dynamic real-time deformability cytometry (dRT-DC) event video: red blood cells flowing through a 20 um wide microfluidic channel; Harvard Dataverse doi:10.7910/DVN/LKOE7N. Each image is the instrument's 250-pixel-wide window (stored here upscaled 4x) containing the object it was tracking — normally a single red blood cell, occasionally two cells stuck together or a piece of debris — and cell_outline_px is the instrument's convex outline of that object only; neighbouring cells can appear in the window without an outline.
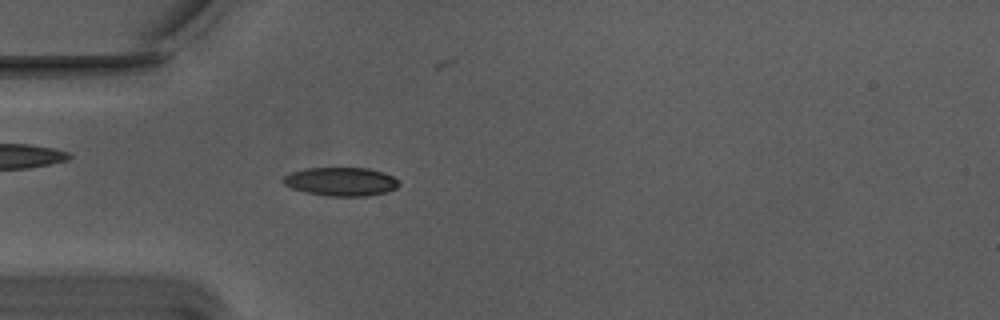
{"species": "Egyptian fruit bat (a non-hibernating species)", "species_latin": "Rousettus aegyptiacus", "temperature_condition": "warm", "stored_images_in_passage": 56, "camera_frame_rate_fps": 3000, "um_per_image_px": 0.085, "animal": {"sex": "male"}, "frame": {"image": 1, "passage_image": 16, "time_ms": 5.0, "image_size_px": [1000, 320], "cell_outline_px": [[400, 184], [396, 188], [388, 192], [368, 196], [324, 196], [304, 192], [292, 188], [284, 184], [280, 180], [284, 176], [292, 172], [308, 168], [368, 168], [384, 172], [392, 176]], "centroid_in_image_um": [28.98, 15.44], "position_along_channel_um": 56.0, "area_um2": 19.42}}
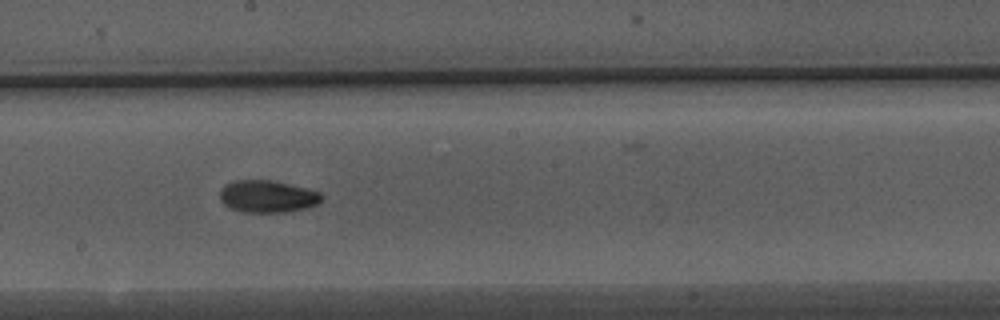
{"frame": {"image": 2, "passage_image": 30, "time_ms": 9.667, "image_size_px": [1000, 320], "cell_outline_px": [[324, 196], [316, 204], [308, 208], [288, 212], [244, 212], [232, 208], [224, 204], [220, 200], [220, 188], [224, 184], [232, 180], [272, 180], [308, 188], [320, 192]], "centroid_in_image_um": [22.73, 16.68], "position_along_channel_um": 225.5, "area_um2": 19.31}}
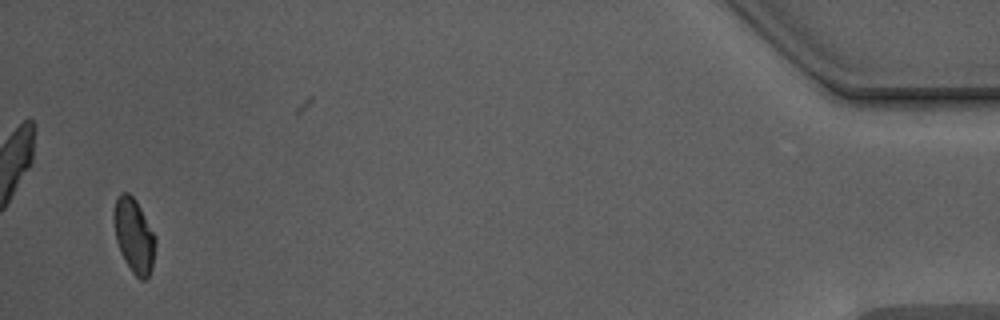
{"frame": {"image": 3, "passage_image": 53, "time_ms": 17.333, "image_size_px": [1000, 320], "cell_outline_px": [[156, 244], [152, 268], [148, 276], [144, 280], [140, 280], [132, 272], [124, 260], [120, 252], [116, 240], [112, 216], [116, 200], [120, 192], [128, 192], [136, 200], [156, 236]], "centroid_in_image_um": [11.38, 20.02], "position_along_channel_um": 423.8, "area_um2": 18.21}, "authors_computed_cell_mechanics": {"area_um2": 18.3804, "velocity_mm_per_s": 3.7451, "shape_relaxation_time_tau1_ms": 5.4736, "shape_relaxation_time_tau2_ms": 6.592, "deformation_change_tau1": 0.146, "deformation_change_tau2": 0.1041}}